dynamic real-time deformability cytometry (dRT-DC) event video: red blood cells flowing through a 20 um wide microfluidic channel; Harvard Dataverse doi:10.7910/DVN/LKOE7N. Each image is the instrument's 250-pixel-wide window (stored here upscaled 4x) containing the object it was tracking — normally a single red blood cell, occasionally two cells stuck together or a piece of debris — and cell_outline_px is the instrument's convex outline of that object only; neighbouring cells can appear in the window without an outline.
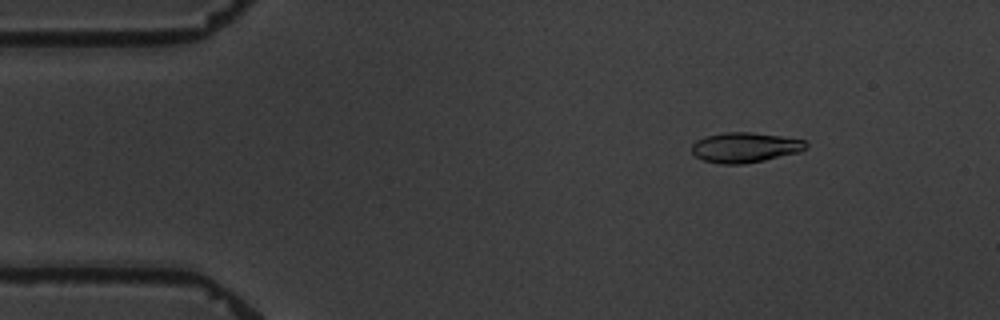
{"species": "common noctule bat (a hibernating species)", "species_latin": "Nyctalus noctula", "temperature_condition": "warm", "stored_images_in_passage": 5, "camera_frame_rate_fps": 3000, "um_per_image_px": 0.085, "animal": {"sex": "male", "body_mass_g": 19.5, "forearm_length_mm": 54.6}, "frame": {"image": 1, "passage_image": 3, "time_ms": 2.333, "image_size_px": [1000, 320], "cell_outline_px": [[808, 148], [800, 152], [764, 160], [744, 164], [720, 164], [704, 160], [696, 156], [692, 152], [692, 144], [696, 140], [704, 136], [724, 132], [752, 132], [780, 136], [804, 140], [808, 144]], "centroid_in_image_um": [63.33, 12.53], "position_along_channel_um": 21.7, "area_um2": 20.11}}